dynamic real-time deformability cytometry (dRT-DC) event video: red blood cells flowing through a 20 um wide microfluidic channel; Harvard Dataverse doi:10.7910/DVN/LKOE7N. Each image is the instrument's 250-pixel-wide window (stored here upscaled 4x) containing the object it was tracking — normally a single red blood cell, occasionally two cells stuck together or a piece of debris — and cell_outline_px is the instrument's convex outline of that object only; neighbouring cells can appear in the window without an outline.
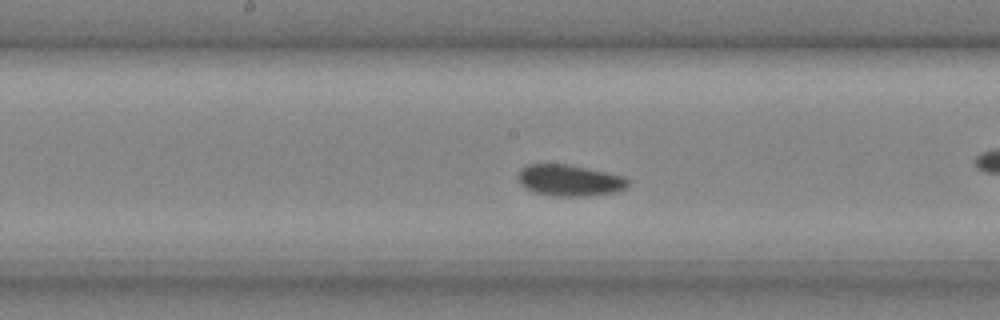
{"species": "common noctule bat (a hibernating species)", "species_latin": "Nyctalus noctula", "temperature_condition": "cold", "stored_images_in_passage": 28, "camera_frame_rate_fps": 3000, "um_per_image_px": 0.085, "animal": {"sex": "male", "body_mass_g": 20.4}, "frame": {"image": 1, "passage_image": 16, "time_ms": 5.0, "image_size_px": [1000, 320], "cell_outline_px": [[628, 184], [624, 188], [616, 192], [580, 196], [556, 196], [536, 192], [520, 184], [516, 176], [520, 168], [528, 164], [568, 164], [604, 172], [620, 176], [628, 180]], "centroid_in_image_um": [48.34, 15.32], "position_along_channel_um": 199.9, "area_um2": 19.71}}